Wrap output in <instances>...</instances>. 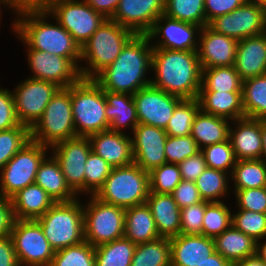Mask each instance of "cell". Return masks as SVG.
Returning <instances> with one entry per match:
<instances>
[{
  "instance_id": "obj_1",
  "label": "cell",
  "mask_w": 266,
  "mask_h": 266,
  "mask_svg": "<svg viewBox=\"0 0 266 266\" xmlns=\"http://www.w3.org/2000/svg\"><path fill=\"white\" fill-rule=\"evenodd\" d=\"M153 47L146 34H135L124 46L117 59L93 80L110 92L133 95L151 83Z\"/></svg>"
},
{
  "instance_id": "obj_2",
  "label": "cell",
  "mask_w": 266,
  "mask_h": 266,
  "mask_svg": "<svg viewBox=\"0 0 266 266\" xmlns=\"http://www.w3.org/2000/svg\"><path fill=\"white\" fill-rule=\"evenodd\" d=\"M13 17L11 31L30 48L69 58L80 67L81 47L47 10L23 11Z\"/></svg>"
},
{
  "instance_id": "obj_3",
  "label": "cell",
  "mask_w": 266,
  "mask_h": 266,
  "mask_svg": "<svg viewBox=\"0 0 266 266\" xmlns=\"http://www.w3.org/2000/svg\"><path fill=\"white\" fill-rule=\"evenodd\" d=\"M151 72L153 87L183 99L197 98L202 78L197 51L153 48Z\"/></svg>"
},
{
  "instance_id": "obj_4",
  "label": "cell",
  "mask_w": 266,
  "mask_h": 266,
  "mask_svg": "<svg viewBox=\"0 0 266 266\" xmlns=\"http://www.w3.org/2000/svg\"><path fill=\"white\" fill-rule=\"evenodd\" d=\"M134 35L132 30L106 19L81 47V77L93 79L111 65Z\"/></svg>"
},
{
  "instance_id": "obj_5",
  "label": "cell",
  "mask_w": 266,
  "mask_h": 266,
  "mask_svg": "<svg viewBox=\"0 0 266 266\" xmlns=\"http://www.w3.org/2000/svg\"><path fill=\"white\" fill-rule=\"evenodd\" d=\"M84 199L78 197L70 202H56L36 219L55 252L85 240L82 204Z\"/></svg>"
},
{
  "instance_id": "obj_6",
  "label": "cell",
  "mask_w": 266,
  "mask_h": 266,
  "mask_svg": "<svg viewBox=\"0 0 266 266\" xmlns=\"http://www.w3.org/2000/svg\"><path fill=\"white\" fill-rule=\"evenodd\" d=\"M104 90L93 80L81 78L71 85L72 116L77 136L88 137L109 130Z\"/></svg>"
},
{
  "instance_id": "obj_7",
  "label": "cell",
  "mask_w": 266,
  "mask_h": 266,
  "mask_svg": "<svg viewBox=\"0 0 266 266\" xmlns=\"http://www.w3.org/2000/svg\"><path fill=\"white\" fill-rule=\"evenodd\" d=\"M149 192V173L133 163L112 168L94 196L102 202L127 209L145 204Z\"/></svg>"
},
{
  "instance_id": "obj_8",
  "label": "cell",
  "mask_w": 266,
  "mask_h": 266,
  "mask_svg": "<svg viewBox=\"0 0 266 266\" xmlns=\"http://www.w3.org/2000/svg\"><path fill=\"white\" fill-rule=\"evenodd\" d=\"M30 132L32 141L49 148L77 137L72 116L71 86L57 90Z\"/></svg>"
},
{
  "instance_id": "obj_9",
  "label": "cell",
  "mask_w": 266,
  "mask_h": 266,
  "mask_svg": "<svg viewBox=\"0 0 266 266\" xmlns=\"http://www.w3.org/2000/svg\"><path fill=\"white\" fill-rule=\"evenodd\" d=\"M86 198L83 202L85 241L97 247L124 237L125 209L102 202L94 195Z\"/></svg>"
},
{
  "instance_id": "obj_10",
  "label": "cell",
  "mask_w": 266,
  "mask_h": 266,
  "mask_svg": "<svg viewBox=\"0 0 266 266\" xmlns=\"http://www.w3.org/2000/svg\"><path fill=\"white\" fill-rule=\"evenodd\" d=\"M50 148L30 141L0 170V195L11 198L21 189L35 183L38 167Z\"/></svg>"
},
{
  "instance_id": "obj_11",
  "label": "cell",
  "mask_w": 266,
  "mask_h": 266,
  "mask_svg": "<svg viewBox=\"0 0 266 266\" xmlns=\"http://www.w3.org/2000/svg\"><path fill=\"white\" fill-rule=\"evenodd\" d=\"M47 11L72 35L80 47L106 20L84 0H54Z\"/></svg>"
},
{
  "instance_id": "obj_12",
  "label": "cell",
  "mask_w": 266,
  "mask_h": 266,
  "mask_svg": "<svg viewBox=\"0 0 266 266\" xmlns=\"http://www.w3.org/2000/svg\"><path fill=\"white\" fill-rule=\"evenodd\" d=\"M10 236L20 266H50L55 251L36 220L16 219Z\"/></svg>"
},
{
  "instance_id": "obj_13",
  "label": "cell",
  "mask_w": 266,
  "mask_h": 266,
  "mask_svg": "<svg viewBox=\"0 0 266 266\" xmlns=\"http://www.w3.org/2000/svg\"><path fill=\"white\" fill-rule=\"evenodd\" d=\"M12 33L26 48L30 78L53 82L60 88H67L82 78L79 67L71 59L32 49L14 31Z\"/></svg>"
},
{
  "instance_id": "obj_14",
  "label": "cell",
  "mask_w": 266,
  "mask_h": 266,
  "mask_svg": "<svg viewBox=\"0 0 266 266\" xmlns=\"http://www.w3.org/2000/svg\"><path fill=\"white\" fill-rule=\"evenodd\" d=\"M208 26L237 41L266 33V6L246 1L231 13L213 19Z\"/></svg>"
},
{
  "instance_id": "obj_15",
  "label": "cell",
  "mask_w": 266,
  "mask_h": 266,
  "mask_svg": "<svg viewBox=\"0 0 266 266\" xmlns=\"http://www.w3.org/2000/svg\"><path fill=\"white\" fill-rule=\"evenodd\" d=\"M15 86L12 94L18 121L31 129L60 87L53 82L28 76Z\"/></svg>"
},
{
  "instance_id": "obj_16",
  "label": "cell",
  "mask_w": 266,
  "mask_h": 266,
  "mask_svg": "<svg viewBox=\"0 0 266 266\" xmlns=\"http://www.w3.org/2000/svg\"><path fill=\"white\" fill-rule=\"evenodd\" d=\"M202 27L176 20L165 14L159 16L146 33L153 48L198 51Z\"/></svg>"
},
{
  "instance_id": "obj_17",
  "label": "cell",
  "mask_w": 266,
  "mask_h": 266,
  "mask_svg": "<svg viewBox=\"0 0 266 266\" xmlns=\"http://www.w3.org/2000/svg\"><path fill=\"white\" fill-rule=\"evenodd\" d=\"M90 151L88 137L81 136L67 139L50 148V153L60 164L67 184L79 197H84L85 162Z\"/></svg>"
},
{
  "instance_id": "obj_18",
  "label": "cell",
  "mask_w": 266,
  "mask_h": 266,
  "mask_svg": "<svg viewBox=\"0 0 266 266\" xmlns=\"http://www.w3.org/2000/svg\"><path fill=\"white\" fill-rule=\"evenodd\" d=\"M133 100L139 123L165 129L183 98L149 85L133 94Z\"/></svg>"
},
{
  "instance_id": "obj_19",
  "label": "cell",
  "mask_w": 266,
  "mask_h": 266,
  "mask_svg": "<svg viewBox=\"0 0 266 266\" xmlns=\"http://www.w3.org/2000/svg\"><path fill=\"white\" fill-rule=\"evenodd\" d=\"M131 134L134 163L148 173L167 163L164 129L138 123Z\"/></svg>"
},
{
  "instance_id": "obj_20",
  "label": "cell",
  "mask_w": 266,
  "mask_h": 266,
  "mask_svg": "<svg viewBox=\"0 0 266 266\" xmlns=\"http://www.w3.org/2000/svg\"><path fill=\"white\" fill-rule=\"evenodd\" d=\"M165 0H120L110 18L135 34H146L154 21L164 14Z\"/></svg>"
},
{
  "instance_id": "obj_21",
  "label": "cell",
  "mask_w": 266,
  "mask_h": 266,
  "mask_svg": "<svg viewBox=\"0 0 266 266\" xmlns=\"http://www.w3.org/2000/svg\"><path fill=\"white\" fill-rule=\"evenodd\" d=\"M238 41L215 32L208 25L199 35L198 58L201 68L234 66Z\"/></svg>"
},
{
  "instance_id": "obj_22",
  "label": "cell",
  "mask_w": 266,
  "mask_h": 266,
  "mask_svg": "<svg viewBox=\"0 0 266 266\" xmlns=\"http://www.w3.org/2000/svg\"><path fill=\"white\" fill-rule=\"evenodd\" d=\"M130 135V133L105 130L88 136V139L91 150L115 168L134 163Z\"/></svg>"
},
{
  "instance_id": "obj_23",
  "label": "cell",
  "mask_w": 266,
  "mask_h": 266,
  "mask_svg": "<svg viewBox=\"0 0 266 266\" xmlns=\"http://www.w3.org/2000/svg\"><path fill=\"white\" fill-rule=\"evenodd\" d=\"M229 140L237 160L261 159V119L233 120L229 128Z\"/></svg>"
},
{
  "instance_id": "obj_24",
  "label": "cell",
  "mask_w": 266,
  "mask_h": 266,
  "mask_svg": "<svg viewBox=\"0 0 266 266\" xmlns=\"http://www.w3.org/2000/svg\"><path fill=\"white\" fill-rule=\"evenodd\" d=\"M171 266H197L216 252L214 238L179 234L170 238Z\"/></svg>"
},
{
  "instance_id": "obj_25",
  "label": "cell",
  "mask_w": 266,
  "mask_h": 266,
  "mask_svg": "<svg viewBox=\"0 0 266 266\" xmlns=\"http://www.w3.org/2000/svg\"><path fill=\"white\" fill-rule=\"evenodd\" d=\"M234 68L242 81L266 74V33L238 41Z\"/></svg>"
},
{
  "instance_id": "obj_26",
  "label": "cell",
  "mask_w": 266,
  "mask_h": 266,
  "mask_svg": "<svg viewBox=\"0 0 266 266\" xmlns=\"http://www.w3.org/2000/svg\"><path fill=\"white\" fill-rule=\"evenodd\" d=\"M155 220L160 237L173 238L180 234V211L171 194L149 192L145 202Z\"/></svg>"
},
{
  "instance_id": "obj_27",
  "label": "cell",
  "mask_w": 266,
  "mask_h": 266,
  "mask_svg": "<svg viewBox=\"0 0 266 266\" xmlns=\"http://www.w3.org/2000/svg\"><path fill=\"white\" fill-rule=\"evenodd\" d=\"M35 184L39 185L54 202H70L79 196L67 184L59 162L49 153L38 167Z\"/></svg>"
},
{
  "instance_id": "obj_28",
  "label": "cell",
  "mask_w": 266,
  "mask_h": 266,
  "mask_svg": "<svg viewBox=\"0 0 266 266\" xmlns=\"http://www.w3.org/2000/svg\"><path fill=\"white\" fill-rule=\"evenodd\" d=\"M104 95L107 102L105 115L109 122V130L124 133L133 132L139 123L133 95L107 90H104Z\"/></svg>"
},
{
  "instance_id": "obj_29",
  "label": "cell",
  "mask_w": 266,
  "mask_h": 266,
  "mask_svg": "<svg viewBox=\"0 0 266 266\" xmlns=\"http://www.w3.org/2000/svg\"><path fill=\"white\" fill-rule=\"evenodd\" d=\"M10 200L18 220H36L55 203L47 192L35 183L21 189Z\"/></svg>"
},
{
  "instance_id": "obj_30",
  "label": "cell",
  "mask_w": 266,
  "mask_h": 266,
  "mask_svg": "<svg viewBox=\"0 0 266 266\" xmlns=\"http://www.w3.org/2000/svg\"><path fill=\"white\" fill-rule=\"evenodd\" d=\"M200 110L231 121L245 118L242 92L199 91Z\"/></svg>"
},
{
  "instance_id": "obj_31",
  "label": "cell",
  "mask_w": 266,
  "mask_h": 266,
  "mask_svg": "<svg viewBox=\"0 0 266 266\" xmlns=\"http://www.w3.org/2000/svg\"><path fill=\"white\" fill-rule=\"evenodd\" d=\"M124 237L135 245L160 238L155 220L146 203L125 209Z\"/></svg>"
},
{
  "instance_id": "obj_32",
  "label": "cell",
  "mask_w": 266,
  "mask_h": 266,
  "mask_svg": "<svg viewBox=\"0 0 266 266\" xmlns=\"http://www.w3.org/2000/svg\"><path fill=\"white\" fill-rule=\"evenodd\" d=\"M231 120L198 111L192 124L191 136L199 149L229 139Z\"/></svg>"
},
{
  "instance_id": "obj_33",
  "label": "cell",
  "mask_w": 266,
  "mask_h": 266,
  "mask_svg": "<svg viewBox=\"0 0 266 266\" xmlns=\"http://www.w3.org/2000/svg\"><path fill=\"white\" fill-rule=\"evenodd\" d=\"M215 249L232 264L256 254L257 242L231 225L214 238Z\"/></svg>"
},
{
  "instance_id": "obj_34",
  "label": "cell",
  "mask_w": 266,
  "mask_h": 266,
  "mask_svg": "<svg viewBox=\"0 0 266 266\" xmlns=\"http://www.w3.org/2000/svg\"><path fill=\"white\" fill-rule=\"evenodd\" d=\"M230 180L229 173L207 167L195 180V184L203 201L223 202L232 192Z\"/></svg>"
},
{
  "instance_id": "obj_35",
  "label": "cell",
  "mask_w": 266,
  "mask_h": 266,
  "mask_svg": "<svg viewBox=\"0 0 266 266\" xmlns=\"http://www.w3.org/2000/svg\"><path fill=\"white\" fill-rule=\"evenodd\" d=\"M242 106L246 118L266 119V74L242 82Z\"/></svg>"
},
{
  "instance_id": "obj_36",
  "label": "cell",
  "mask_w": 266,
  "mask_h": 266,
  "mask_svg": "<svg viewBox=\"0 0 266 266\" xmlns=\"http://www.w3.org/2000/svg\"><path fill=\"white\" fill-rule=\"evenodd\" d=\"M230 179L233 189L266 187V163L262 159L237 160Z\"/></svg>"
},
{
  "instance_id": "obj_37",
  "label": "cell",
  "mask_w": 266,
  "mask_h": 266,
  "mask_svg": "<svg viewBox=\"0 0 266 266\" xmlns=\"http://www.w3.org/2000/svg\"><path fill=\"white\" fill-rule=\"evenodd\" d=\"M242 82L234 66L202 68L199 91L242 92Z\"/></svg>"
},
{
  "instance_id": "obj_38",
  "label": "cell",
  "mask_w": 266,
  "mask_h": 266,
  "mask_svg": "<svg viewBox=\"0 0 266 266\" xmlns=\"http://www.w3.org/2000/svg\"><path fill=\"white\" fill-rule=\"evenodd\" d=\"M136 245L122 237L95 247V266H131Z\"/></svg>"
},
{
  "instance_id": "obj_39",
  "label": "cell",
  "mask_w": 266,
  "mask_h": 266,
  "mask_svg": "<svg viewBox=\"0 0 266 266\" xmlns=\"http://www.w3.org/2000/svg\"><path fill=\"white\" fill-rule=\"evenodd\" d=\"M131 266H171L170 238L160 237L136 245Z\"/></svg>"
},
{
  "instance_id": "obj_40",
  "label": "cell",
  "mask_w": 266,
  "mask_h": 266,
  "mask_svg": "<svg viewBox=\"0 0 266 266\" xmlns=\"http://www.w3.org/2000/svg\"><path fill=\"white\" fill-rule=\"evenodd\" d=\"M164 14L172 19L206 26L204 0H165Z\"/></svg>"
},
{
  "instance_id": "obj_41",
  "label": "cell",
  "mask_w": 266,
  "mask_h": 266,
  "mask_svg": "<svg viewBox=\"0 0 266 266\" xmlns=\"http://www.w3.org/2000/svg\"><path fill=\"white\" fill-rule=\"evenodd\" d=\"M200 110L197 98L183 99L175 108L167 127L164 129L168 136L191 135L192 124Z\"/></svg>"
},
{
  "instance_id": "obj_42",
  "label": "cell",
  "mask_w": 266,
  "mask_h": 266,
  "mask_svg": "<svg viewBox=\"0 0 266 266\" xmlns=\"http://www.w3.org/2000/svg\"><path fill=\"white\" fill-rule=\"evenodd\" d=\"M233 209L225 202H210L205 207L202 235L215 238L232 225Z\"/></svg>"
},
{
  "instance_id": "obj_43",
  "label": "cell",
  "mask_w": 266,
  "mask_h": 266,
  "mask_svg": "<svg viewBox=\"0 0 266 266\" xmlns=\"http://www.w3.org/2000/svg\"><path fill=\"white\" fill-rule=\"evenodd\" d=\"M50 266H95V247L84 240L58 250Z\"/></svg>"
},
{
  "instance_id": "obj_44",
  "label": "cell",
  "mask_w": 266,
  "mask_h": 266,
  "mask_svg": "<svg viewBox=\"0 0 266 266\" xmlns=\"http://www.w3.org/2000/svg\"><path fill=\"white\" fill-rule=\"evenodd\" d=\"M112 168L102 157L91 150L85 162L84 196L95 195L110 175Z\"/></svg>"
},
{
  "instance_id": "obj_45",
  "label": "cell",
  "mask_w": 266,
  "mask_h": 266,
  "mask_svg": "<svg viewBox=\"0 0 266 266\" xmlns=\"http://www.w3.org/2000/svg\"><path fill=\"white\" fill-rule=\"evenodd\" d=\"M30 141V128L24 125L0 131V170Z\"/></svg>"
},
{
  "instance_id": "obj_46",
  "label": "cell",
  "mask_w": 266,
  "mask_h": 266,
  "mask_svg": "<svg viewBox=\"0 0 266 266\" xmlns=\"http://www.w3.org/2000/svg\"><path fill=\"white\" fill-rule=\"evenodd\" d=\"M237 210L232 212V225L236 229L253 238L256 242L266 237V213Z\"/></svg>"
},
{
  "instance_id": "obj_47",
  "label": "cell",
  "mask_w": 266,
  "mask_h": 266,
  "mask_svg": "<svg viewBox=\"0 0 266 266\" xmlns=\"http://www.w3.org/2000/svg\"><path fill=\"white\" fill-rule=\"evenodd\" d=\"M207 167L222 170L231 175L236 164V157L230 140L205 146L200 149Z\"/></svg>"
},
{
  "instance_id": "obj_48",
  "label": "cell",
  "mask_w": 266,
  "mask_h": 266,
  "mask_svg": "<svg viewBox=\"0 0 266 266\" xmlns=\"http://www.w3.org/2000/svg\"><path fill=\"white\" fill-rule=\"evenodd\" d=\"M181 181L178 164H162L149 172L150 192L171 194Z\"/></svg>"
},
{
  "instance_id": "obj_49",
  "label": "cell",
  "mask_w": 266,
  "mask_h": 266,
  "mask_svg": "<svg viewBox=\"0 0 266 266\" xmlns=\"http://www.w3.org/2000/svg\"><path fill=\"white\" fill-rule=\"evenodd\" d=\"M165 157L167 163L180 164L188 157L195 155L200 149L191 135L168 136L165 142Z\"/></svg>"
},
{
  "instance_id": "obj_50",
  "label": "cell",
  "mask_w": 266,
  "mask_h": 266,
  "mask_svg": "<svg viewBox=\"0 0 266 266\" xmlns=\"http://www.w3.org/2000/svg\"><path fill=\"white\" fill-rule=\"evenodd\" d=\"M234 190V191H233ZM237 209L266 213V187L249 189H232Z\"/></svg>"
},
{
  "instance_id": "obj_51",
  "label": "cell",
  "mask_w": 266,
  "mask_h": 266,
  "mask_svg": "<svg viewBox=\"0 0 266 266\" xmlns=\"http://www.w3.org/2000/svg\"><path fill=\"white\" fill-rule=\"evenodd\" d=\"M210 202L203 201L181 208L180 211V234L202 235L203 217L205 207Z\"/></svg>"
},
{
  "instance_id": "obj_52",
  "label": "cell",
  "mask_w": 266,
  "mask_h": 266,
  "mask_svg": "<svg viewBox=\"0 0 266 266\" xmlns=\"http://www.w3.org/2000/svg\"><path fill=\"white\" fill-rule=\"evenodd\" d=\"M20 125L15 111L12 90L0 86V131Z\"/></svg>"
},
{
  "instance_id": "obj_53",
  "label": "cell",
  "mask_w": 266,
  "mask_h": 266,
  "mask_svg": "<svg viewBox=\"0 0 266 266\" xmlns=\"http://www.w3.org/2000/svg\"><path fill=\"white\" fill-rule=\"evenodd\" d=\"M174 201L177 203L179 208L190 206L203 202L202 197L196 187L195 182L183 180L175 187L171 193Z\"/></svg>"
},
{
  "instance_id": "obj_54",
  "label": "cell",
  "mask_w": 266,
  "mask_h": 266,
  "mask_svg": "<svg viewBox=\"0 0 266 266\" xmlns=\"http://www.w3.org/2000/svg\"><path fill=\"white\" fill-rule=\"evenodd\" d=\"M247 0H204L206 25L216 17L231 13Z\"/></svg>"
},
{
  "instance_id": "obj_55",
  "label": "cell",
  "mask_w": 266,
  "mask_h": 266,
  "mask_svg": "<svg viewBox=\"0 0 266 266\" xmlns=\"http://www.w3.org/2000/svg\"><path fill=\"white\" fill-rule=\"evenodd\" d=\"M181 178L183 180L195 182V180L202 174L207 168V164L204 159V155L201 152H197L195 155L188 157L183 162L178 164Z\"/></svg>"
},
{
  "instance_id": "obj_56",
  "label": "cell",
  "mask_w": 266,
  "mask_h": 266,
  "mask_svg": "<svg viewBox=\"0 0 266 266\" xmlns=\"http://www.w3.org/2000/svg\"><path fill=\"white\" fill-rule=\"evenodd\" d=\"M15 221L11 200L0 195V237L11 235Z\"/></svg>"
},
{
  "instance_id": "obj_57",
  "label": "cell",
  "mask_w": 266,
  "mask_h": 266,
  "mask_svg": "<svg viewBox=\"0 0 266 266\" xmlns=\"http://www.w3.org/2000/svg\"><path fill=\"white\" fill-rule=\"evenodd\" d=\"M54 0H4L13 15L23 11L47 10Z\"/></svg>"
},
{
  "instance_id": "obj_58",
  "label": "cell",
  "mask_w": 266,
  "mask_h": 266,
  "mask_svg": "<svg viewBox=\"0 0 266 266\" xmlns=\"http://www.w3.org/2000/svg\"><path fill=\"white\" fill-rule=\"evenodd\" d=\"M0 266H20L11 236L0 237Z\"/></svg>"
},
{
  "instance_id": "obj_59",
  "label": "cell",
  "mask_w": 266,
  "mask_h": 266,
  "mask_svg": "<svg viewBox=\"0 0 266 266\" xmlns=\"http://www.w3.org/2000/svg\"><path fill=\"white\" fill-rule=\"evenodd\" d=\"M96 12L102 14L106 19H110L120 2V0H84Z\"/></svg>"
},
{
  "instance_id": "obj_60",
  "label": "cell",
  "mask_w": 266,
  "mask_h": 266,
  "mask_svg": "<svg viewBox=\"0 0 266 266\" xmlns=\"http://www.w3.org/2000/svg\"><path fill=\"white\" fill-rule=\"evenodd\" d=\"M197 266H233V264L223 258L218 252H215Z\"/></svg>"
},
{
  "instance_id": "obj_61",
  "label": "cell",
  "mask_w": 266,
  "mask_h": 266,
  "mask_svg": "<svg viewBox=\"0 0 266 266\" xmlns=\"http://www.w3.org/2000/svg\"><path fill=\"white\" fill-rule=\"evenodd\" d=\"M233 266H266V263L263 262L256 254L245 259L238 261L233 264Z\"/></svg>"
},
{
  "instance_id": "obj_62",
  "label": "cell",
  "mask_w": 266,
  "mask_h": 266,
  "mask_svg": "<svg viewBox=\"0 0 266 266\" xmlns=\"http://www.w3.org/2000/svg\"><path fill=\"white\" fill-rule=\"evenodd\" d=\"M256 255L266 263V237L257 241Z\"/></svg>"
},
{
  "instance_id": "obj_63",
  "label": "cell",
  "mask_w": 266,
  "mask_h": 266,
  "mask_svg": "<svg viewBox=\"0 0 266 266\" xmlns=\"http://www.w3.org/2000/svg\"><path fill=\"white\" fill-rule=\"evenodd\" d=\"M262 155L261 159L266 163V119H261Z\"/></svg>"
},
{
  "instance_id": "obj_64",
  "label": "cell",
  "mask_w": 266,
  "mask_h": 266,
  "mask_svg": "<svg viewBox=\"0 0 266 266\" xmlns=\"http://www.w3.org/2000/svg\"><path fill=\"white\" fill-rule=\"evenodd\" d=\"M0 8H1V9H0V24H2V22H1V21H2V20H1V18H2L1 16H2V13H3L2 11H3V9H5V8L8 9V7H7V5L5 4L4 0H0ZM2 8H3V9H2Z\"/></svg>"
},
{
  "instance_id": "obj_65",
  "label": "cell",
  "mask_w": 266,
  "mask_h": 266,
  "mask_svg": "<svg viewBox=\"0 0 266 266\" xmlns=\"http://www.w3.org/2000/svg\"><path fill=\"white\" fill-rule=\"evenodd\" d=\"M248 2L260 3L266 6V0H247Z\"/></svg>"
}]
</instances>
